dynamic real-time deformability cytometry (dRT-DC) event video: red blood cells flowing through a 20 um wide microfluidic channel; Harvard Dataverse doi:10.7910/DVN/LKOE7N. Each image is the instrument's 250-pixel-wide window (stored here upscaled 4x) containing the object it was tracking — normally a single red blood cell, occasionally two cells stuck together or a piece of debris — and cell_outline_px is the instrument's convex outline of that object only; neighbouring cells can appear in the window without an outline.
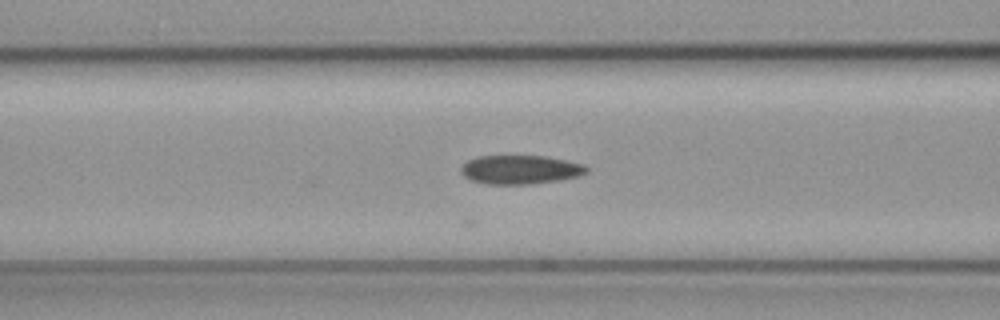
{"species": "common noctule bat (a hibernating species)", "species_latin": "Nyctalus noctula", "temperature_condition": "cold", "stored_images_in_passage": 28, "camera_frame_rate_fps": 3000, "um_per_image_px": 0.085, "animal": {"sex": "female", "body_mass_g": 19.3, "forearm_length_mm": 54.1}, "frame": {"image": 1, "passage_image": 12, "time_ms": 3.667, "image_size_px": [1000, 320], "cell_outline_px": [[588, 172], [580, 176], [560, 180], [532, 184], [484, 184], [472, 180], [464, 176], [460, 172], [460, 168], [468, 160], [480, 156], [548, 156], [584, 164], [588, 168]], "centroid_in_image_um": [44.25, 14.42], "position_along_channel_um": 122.3, "area_um2": 21.27}}
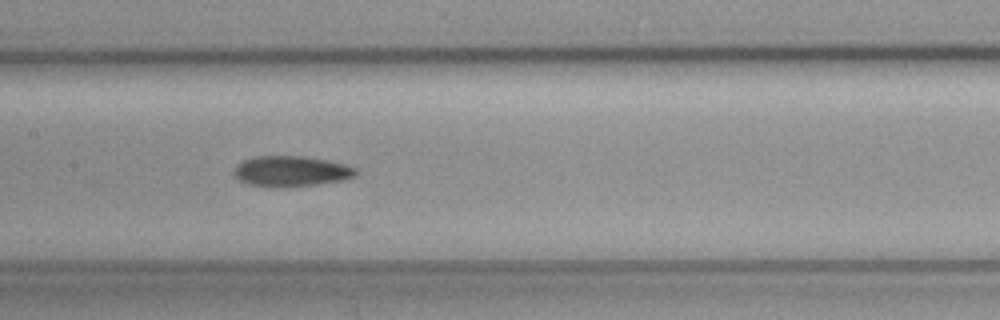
{"frame": {"image": 2, "passage_image": 17, "time_ms": 5.333, "image_size_px": [1000, 320], "cell_outline_px": [[356, 176], [344, 180], [316, 184], [284, 188], [268, 188], [248, 184], [240, 180], [232, 172], [244, 160], [256, 156], [304, 156], [328, 160], [344, 164], [356, 168]], "centroid_in_image_um": [24.75, 14.57], "position_along_channel_um": 182.6, "area_um2": 21.85}}